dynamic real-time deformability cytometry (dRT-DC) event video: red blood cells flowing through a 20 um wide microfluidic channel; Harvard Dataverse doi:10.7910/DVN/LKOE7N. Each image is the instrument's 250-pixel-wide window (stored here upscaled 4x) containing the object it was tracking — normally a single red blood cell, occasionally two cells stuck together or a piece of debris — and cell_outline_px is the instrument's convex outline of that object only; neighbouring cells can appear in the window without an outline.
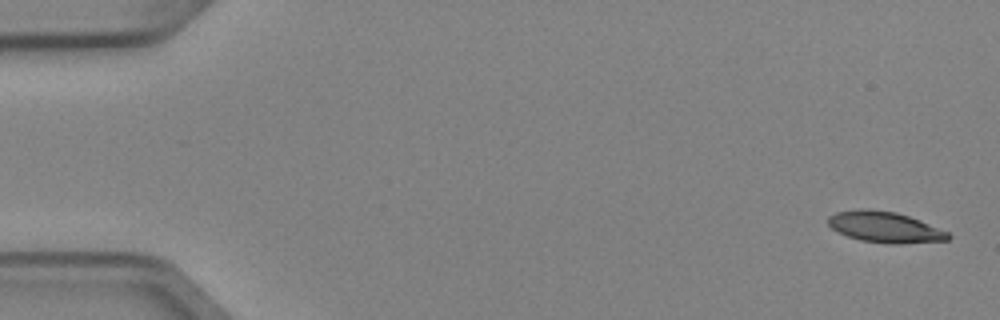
{"species": "Egyptian fruit bat (a non-hibernating species)", "species_latin": "Rousettus aegyptiacus", "temperature_condition": "cold", "stored_images_in_passage": 8, "camera_frame_rate_fps": 3000, "um_per_image_px": 0.085, "animal": {"sex": "female"}, "frame": {"image": 1, "passage_image": 1, "time_ms": 0.0, "image_size_px": [1000, 320], "cell_outline_px": [[952, 236], [948, 240], [900, 244], [888, 244], [860, 240], [848, 236], [832, 228], [828, 224], [828, 216], [836, 212], [860, 208], [868, 208], [896, 212], [920, 220], [948, 232]], "centroid_in_image_um": [75.21, 19.3], "position_along_channel_um": 9.8, "area_um2": 21.68}}
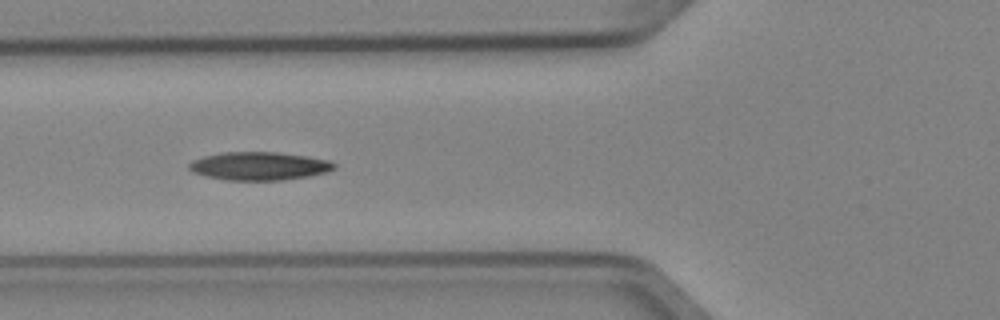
{"frame": {"image": 2, "passage_image": 6, "time_ms": 1.667, "image_size_px": [1000, 320], "cell_outline_px": [[336, 168], [328, 172], [308, 176], [280, 180], [224, 180], [192, 172], [188, 168], [188, 164], [192, 160], [204, 156], [224, 152], [276, 152], [308, 156], [328, 160], [336, 164]], "centroid_in_image_um": [22.03, 14.11], "position_along_channel_um": 103.8, "area_um2": 23.87}}
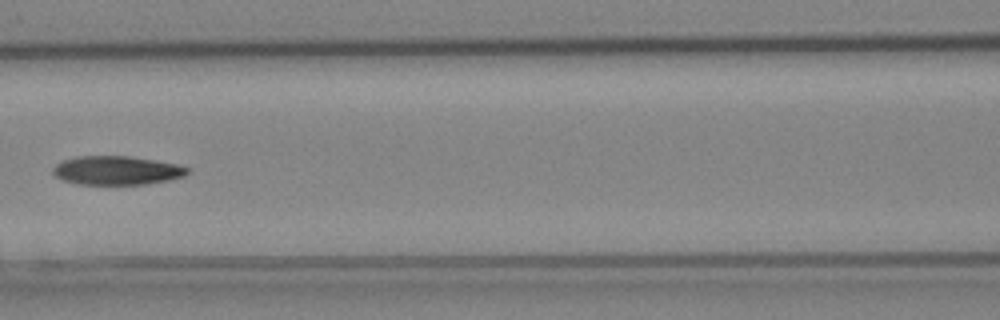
{"frame": {"image": 3, "passage_image": 7, "time_ms": 2.0, "image_size_px": [1000, 320], "cell_outline_px": [[188, 172], [184, 176], [168, 180], [148, 184], [76, 184], [64, 180], [56, 176], [52, 172], [52, 168], [56, 164], [64, 160], [76, 156], [128, 156], [180, 164], [188, 168]], "centroid_in_image_um": [9.92, 14.48], "position_along_channel_um": 156.7, "area_um2": 22.54}}